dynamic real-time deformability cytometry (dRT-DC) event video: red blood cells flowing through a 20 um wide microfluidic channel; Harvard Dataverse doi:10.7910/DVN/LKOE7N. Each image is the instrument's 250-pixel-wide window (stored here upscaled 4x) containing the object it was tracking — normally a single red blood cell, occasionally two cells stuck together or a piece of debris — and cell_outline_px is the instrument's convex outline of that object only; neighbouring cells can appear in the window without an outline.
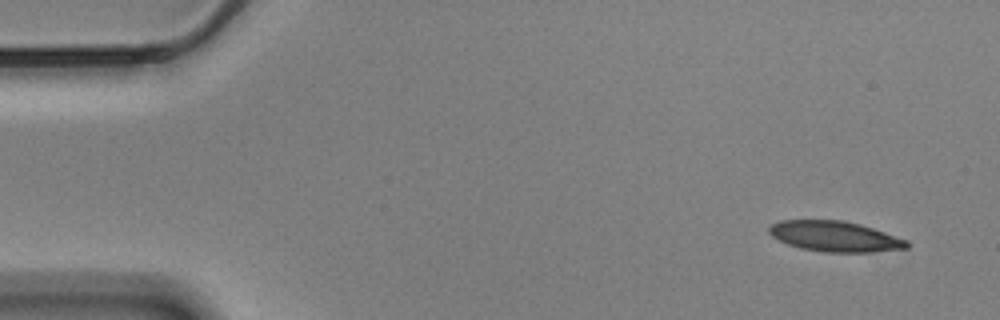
{"species": "Egyptian fruit bat (a non-hibernating species)", "species_latin": "Rousettus aegyptiacus", "temperature_condition": "cold", "stored_images_in_passage": 2, "camera_frame_rate_fps": 3000, "um_per_image_px": 0.085, "animal": {"sex": "male"}, "frame": {"image": 1, "passage_image": 1, "time_ms": 0.0, "image_size_px": [1000, 320], "cell_outline_px": [[908, 248], [872, 252], [824, 252], [800, 248], [788, 244], [772, 236], [768, 232], [768, 228], [772, 224], [780, 220], [844, 220], [860, 224], [908, 240]], "centroid_in_image_um": [70.96, 20.09], "position_along_channel_um": 14.0, "area_um2": 24.39}}